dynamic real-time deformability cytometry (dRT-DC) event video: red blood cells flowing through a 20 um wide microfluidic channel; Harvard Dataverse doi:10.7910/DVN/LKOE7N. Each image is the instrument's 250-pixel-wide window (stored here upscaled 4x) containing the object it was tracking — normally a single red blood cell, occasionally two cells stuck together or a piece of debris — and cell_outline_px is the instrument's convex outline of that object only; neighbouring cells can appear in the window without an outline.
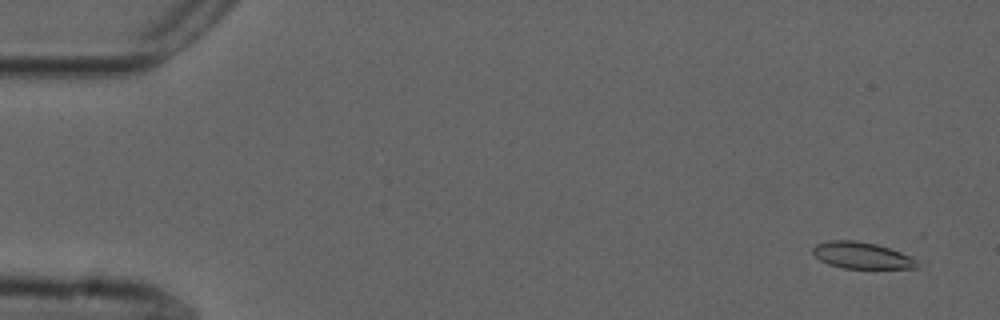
{"species": "common noctule bat (a hibernating species)", "species_latin": "Nyctalus noctula", "temperature_condition": "cold", "stored_images_in_passage": 17, "camera_frame_rate_fps": 3000, "um_per_image_px": 0.085, "animal": {"sex": "male", "forearm_length_mm": 52.5}, "frame": {"image": 1, "passage_image": 3, "time_ms": 0.667, "image_size_px": [1000, 320], "cell_outline_px": [[916, 268], [844, 268], [828, 264], [820, 260], [812, 252], [812, 248], [816, 244], [828, 240], [856, 240], [876, 244], [912, 256], [916, 260]], "centroid_in_image_um": [73.21, 21.7], "position_along_channel_um": 11.8, "area_um2": 16.01}}
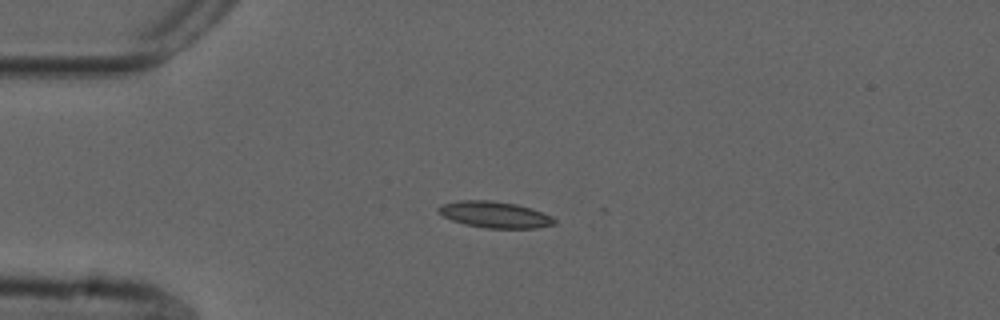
{"frame": {"image": 2, "passage_image": 14, "time_ms": 4.333, "image_size_px": [1000, 320], "cell_outline_px": [[556, 224], [536, 228], [488, 228], [464, 224], [452, 220], [436, 212], [436, 208], [444, 204], [460, 200], [492, 200], [516, 204], [532, 208], [544, 212], [552, 216], [556, 220]], "centroid_in_image_um": [42.08, 18.24], "position_along_channel_um": 42.9, "area_um2": 17.92}}